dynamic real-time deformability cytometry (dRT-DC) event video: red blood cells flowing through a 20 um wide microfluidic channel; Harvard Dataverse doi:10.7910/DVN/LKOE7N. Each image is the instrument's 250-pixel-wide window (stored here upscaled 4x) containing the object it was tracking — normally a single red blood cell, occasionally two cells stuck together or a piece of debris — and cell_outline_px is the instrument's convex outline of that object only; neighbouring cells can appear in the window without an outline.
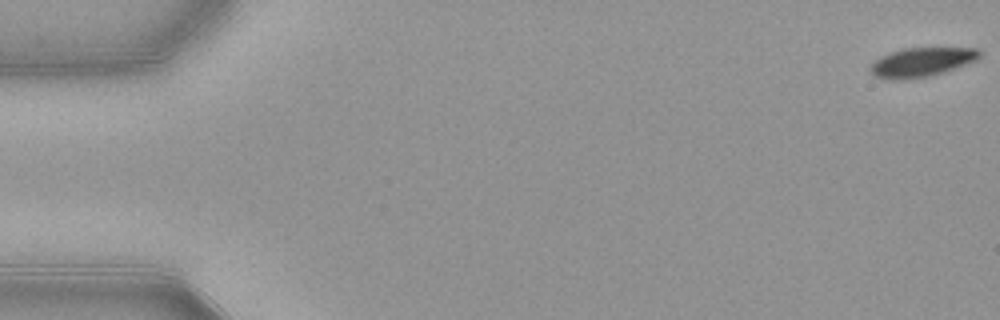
{"species": "common noctule bat (a hibernating species)", "species_latin": "Nyctalus noctula", "temperature_condition": "warm", "stored_images_in_passage": 54, "camera_frame_rate_fps": 3000, "um_per_image_px": 0.085, "animal": {"sex": "female", "body_mass_g": 21.9}, "frame": {"image": 1, "passage_image": 1, "time_ms": 0.0, "image_size_px": [1000, 320], "cell_outline_px": [[980, 56], [976, 60], [944, 72], [928, 76], [900, 80], [888, 80], [876, 76], [868, 68], [880, 56], [904, 48], [976, 48], [980, 52]], "centroid_in_image_um": [78.31, 5.29], "position_along_channel_um": 6.7, "area_um2": 18.32}}
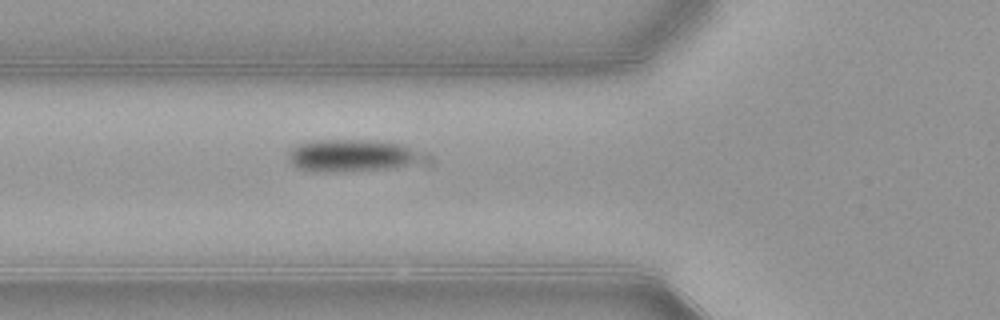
{"frame": {"image": 2, "passage_image": 20, "time_ms": 6.333, "image_size_px": [1000, 320], "cell_outline_px": [[412, 160], [404, 164], [384, 168], [296, 168], [288, 160], [288, 152], [292, 148], [300, 144], [312, 140], [364, 140], [400, 144], [408, 148], [412, 152]], "centroid_in_image_um": [29.63, 13.13], "position_along_channel_um": 96.2, "area_um2": 22.25}}
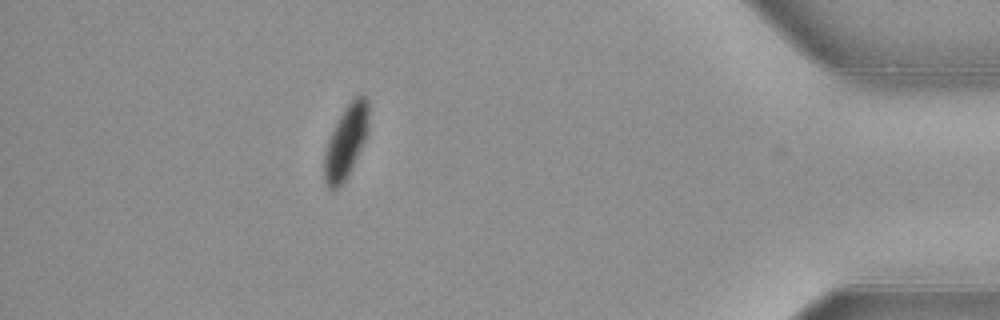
{"frame": {"image": 3, "passage_image": 48, "time_ms": 15.667, "image_size_px": [1000, 320], "cell_outline_px": [[368, 136], [344, 180], [336, 188], [328, 188], [324, 180], [324, 152], [328, 140], [344, 108], [360, 92], [364, 92], [368, 100]], "centroid_in_image_um": [29.43, 11.98], "position_along_channel_um": 405.8, "area_um2": 18.67}, "authors_computed_cell_mechanics": {"area_um2": 21.4438, "velocity_mm_per_s": 3.8726, "shape_relaxation_time_tau1_ms": 2.7162, "shape_relaxation_time_tau2_ms": null, "deformation_change_tau1": 0.1109, "deformation_change_tau2": null}}